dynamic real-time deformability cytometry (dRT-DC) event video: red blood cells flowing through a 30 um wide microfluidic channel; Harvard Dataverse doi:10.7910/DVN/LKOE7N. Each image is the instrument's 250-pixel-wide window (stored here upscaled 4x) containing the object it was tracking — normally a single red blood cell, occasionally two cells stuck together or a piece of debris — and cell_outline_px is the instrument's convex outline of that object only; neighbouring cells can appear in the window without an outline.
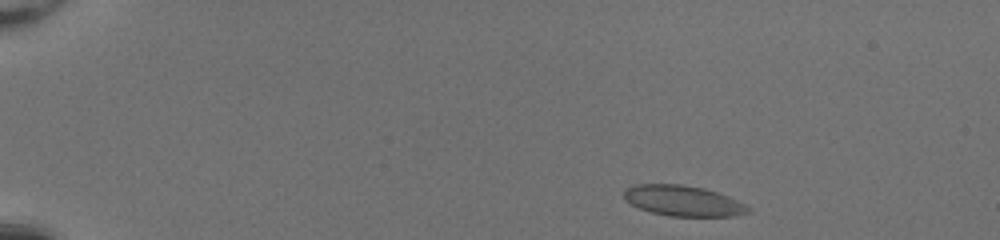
{"species": "common noctule bat (a hibernating species)", "species_latin": "Nyctalus noctula", "temperature_condition": "room temperature", "stored_images_in_passage": 44, "camera_frame_rate_fps": 3000, "um_per_image_px": 0.085, "animal": {"sex": "female", "body_mass_g": 20.0, "forearm_length_mm": 54.0}, "frame": {"image": 1, "passage_image": 2, "time_ms": 0.333, "image_size_px": [1000, 240], "cell_outline_px": [[752, 212], [736, 216], [668, 216], [652, 212], [640, 208], [624, 200], [624, 188], [632, 184], [680, 184], [704, 188], [728, 196], [752, 208]], "centroid_in_image_um": [58.06, 17.06], "position_along_channel_um": 26.9, "area_um2": 22.25}}
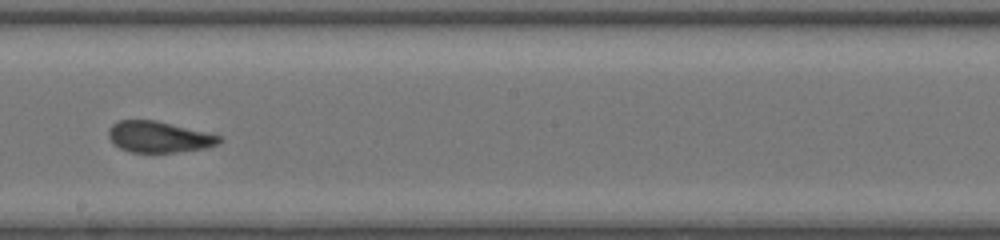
{"frame": {"image": 2, "passage_image": 25, "time_ms": 8.0, "image_size_px": [1000, 240], "cell_outline_px": [[224, 140], [220, 144], [208, 148], [176, 152], [132, 152], [120, 148], [112, 144], [108, 136], [108, 128], [112, 124], [120, 120], [156, 120], [224, 136]], "centroid_in_image_um": [13.55, 11.64], "position_along_channel_um": 234.7, "area_um2": 20.46}}
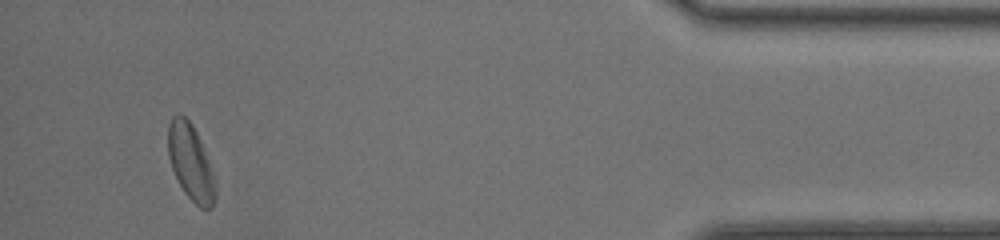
{"frame": {"image": 3, "passage_image": 42, "time_ms": 13.667, "image_size_px": [1000, 240], "cell_outline_px": [[216, 200], [212, 208], [200, 208], [184, 192], [172, 168], [168, 156], [168, 124], [172, 116], [180, 112], [192, 124], [200, 140], [212, 168], [216, 188]], "centroid_in_image_um": [16.21, 13.79], "position_along_channel_um": 419.0, "area_um2": 20.92}, "authors_computed_cell_mechanics": {"area_um2": 21.3282, "velocity_mm_per_s": 4.1982, "shape_relaxation_time_tau1_ms": 9.1377, "shape_relaxation_time_tau2_ms": 1.2627, "deformation_change_tau1": 0.2261, "deformation_change_tau2": 0.0553}}